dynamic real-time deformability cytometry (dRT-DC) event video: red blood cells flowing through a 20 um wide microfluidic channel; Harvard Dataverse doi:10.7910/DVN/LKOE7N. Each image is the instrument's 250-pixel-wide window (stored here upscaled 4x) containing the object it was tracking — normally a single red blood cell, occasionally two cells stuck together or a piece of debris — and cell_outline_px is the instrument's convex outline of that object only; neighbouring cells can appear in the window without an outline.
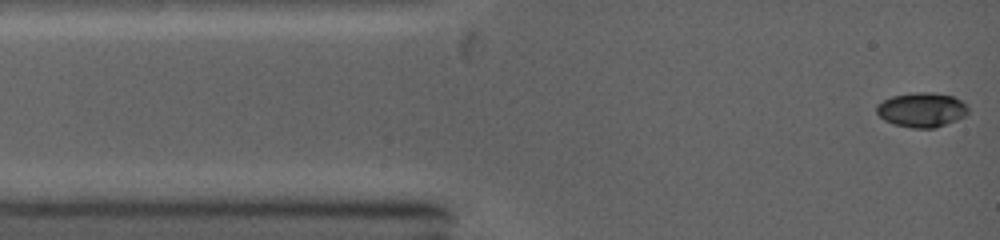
{"species": "common noctule bat (a hibernating species)", "species_latin": "Nyctalus noctula", "temperature_condition": "warm", "stored_images_in_passage": 73, "camera_frame_rate_fps": 5000, "um_per_image_px": 0.085, "animal": {"sex": "female", "body_mass_g": 19.0, "forearm_length_mm": 53.3}, "frame": {"image": 1, "passage_image": 1, "time_ms": 0.0, "image_size_px": [1000, 240], "cell_outline_px": [[968, 112], [964, 116], [956, 120], [936, 128], [912, 128], [892, 124], [884, 120], [876, 112], [876, 104], [892, 96], [920, 92], [924, 92], [952, 96], [960, 100], [968, 108]], "centroid_in_image_um": [78.31, 9.35], "position_along_channel_um": 6.7, "area_um2": 18.26}}
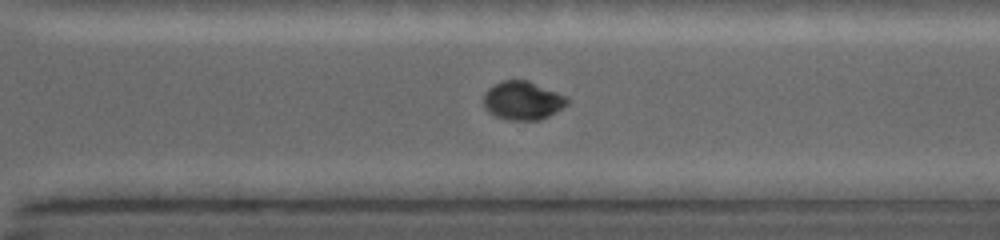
{"frame": {"image": 2, "passage_image": 44, "time_ms": 8.6, "image_size_px": [1000, 240], "cell_outline_px": [[568, 104], [556, 112], [540, 120], [508, 120], [496, 116], [488, 112], [484, 108], [484, 92], [492, 84], [504, 80], [528, 80], [556, 92], [564, 96], [568, 100]], "centroid_in_image_um": [44.38, 8.55], "position_along_channel_um": 326.2, "area_um2": 18.79}}
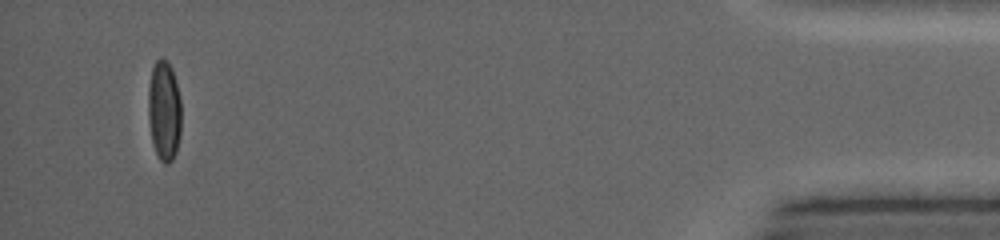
{"frame": {"image": 3, "passage_image": 66, "time_ms": 13.0, "image_size_px": [1000, 240], "cell_outline_px": [[180, 136], [176, 152], [172, 160], [168, 164], [164, 164], [160, 160], [152, 144], [148, 120], [148, 88], [152, 68], [156, 60], [160, 56], [168, 60], [172, 68], [176, 80], [180, 100]], "centroid_in_image_um": [13.94, 9.39], "position_along_channel_um": 421.3, "area_um2": 19.65}, "authors_computed_cell_mechanics": {"area_um2": 18.8428, "velocity_mm_per_s": 4.3902, "shape_relaxation_time_tau1_ms": 3.4235, "shape_relaxation_time_tau2_ms": 2.7358, "deformation_change_tau1": 0.17, "deformation_change_tau2": 0.026}}